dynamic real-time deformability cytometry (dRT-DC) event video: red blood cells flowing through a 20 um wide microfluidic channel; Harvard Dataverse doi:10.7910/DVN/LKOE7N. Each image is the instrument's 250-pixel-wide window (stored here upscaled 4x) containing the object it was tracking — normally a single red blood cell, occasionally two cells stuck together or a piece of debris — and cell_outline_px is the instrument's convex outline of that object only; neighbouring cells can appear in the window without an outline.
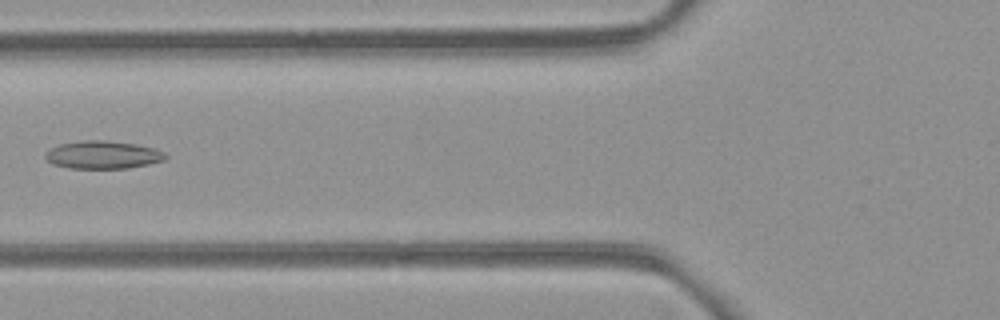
{"species": "common noctule bat (a hibernating species)", "species_latin": "Nyctalus noctula", "temperature_condition": "room temperature", "stored_images_in_passage": 7, "camera_frame_rate_fps": 3000, "um_per_image_px": 0.085, "animal": {"sex": "female", "body_mass_g": 21.9}, "frame": {"image": 1, "passage_image": 5, "time_ms": 5.0, "image_size_px": [1000, 320], "cell_outline_px": [[168, 156], [164, 160], [148, 164], [128, 168], [68, 168], [52, 164], [44, 156], [48, 148], [60, 144], [84, 140], [104, 140], [136, 144], [152, 148], [164, 152]], "centroid_in_image_um": [8.71, 13.16], "position_along_channel_um": 117.1, "area_um2": 19.48}}
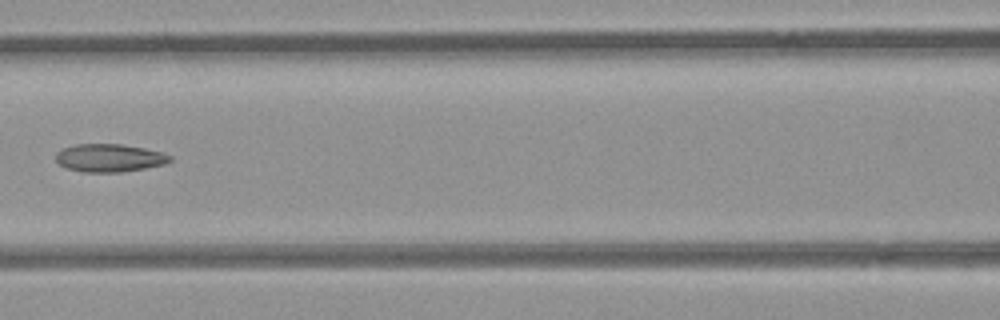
{"frame": {"image": 2, "passage_image": 6, "time_ms": 6.0, "image_size_px": [1000, 320], "cell_outline_px": [[172, 160], [164, 164], [144, 168], [120, 172], [84, 172], [64, 168], [56, 160], [56, 152], [64, 148], [76, 144], [120, 144], [144, 148], [160, 152], [172, 156]], "centroid_in_image_um": [9.28, 13.42], "position_along_channel_um": 157.3, "area_um2": 18.5}}
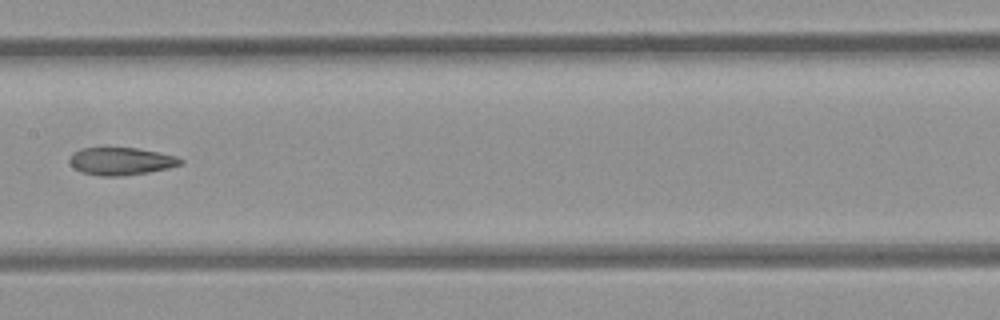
{"frame": {"image": 3, "passage_image": 7, "time_ms": 7.0, "image_size_px": [1000, 320], "cell_outline_px": [[184, 160], [180, 164], [168, 168], [148, 172], [116, 176], [100, 176], [80, 172], [68, 160], [72, 152], [80, 148], [136, 148], [176, 156]], "centroid_in_image_um": [10.25, 13.7], "position_along_channel_um": 197.2, "area_um2": 17.63}}